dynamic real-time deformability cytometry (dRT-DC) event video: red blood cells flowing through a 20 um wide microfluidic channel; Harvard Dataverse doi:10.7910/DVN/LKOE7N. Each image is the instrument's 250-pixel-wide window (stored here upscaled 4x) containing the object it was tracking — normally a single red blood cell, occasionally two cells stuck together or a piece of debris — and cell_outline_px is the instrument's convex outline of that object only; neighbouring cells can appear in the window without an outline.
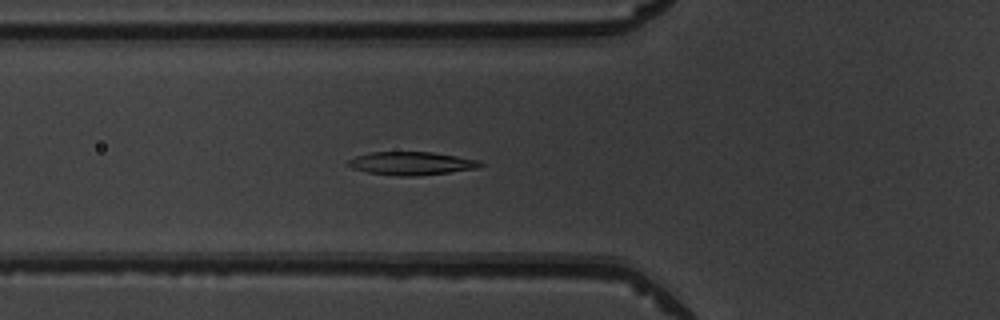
{"species": "common noctule bat (a hibernating species)", "species_latin": "Nyctalus noctula", "temperature_condition": "warm", "stored_images_in_passage": 52, "camera_frame_rate_fps": 3000, "um_per_image_px": 0.085, "animal": {"sex": "male", "body_mass_g": 19.5, "forearm_length_mm": 54.6}, "frame": {"image": 1, "passage_image": 18, "time_ms": 5.667, "image_size_px": [1000, 320], "cell_outline_px": [[484, 164], [480, 168], [416, 176], [400, 176], [368, 172], [352, 168], [348, 164], [348, 160], [356, 156], [372, 152], [432, 152], [480, 160]], "centroid_in_image_um": [35.01, 13.88], "position_along_channel_um": 90.8, "area_um2": 17.74}}
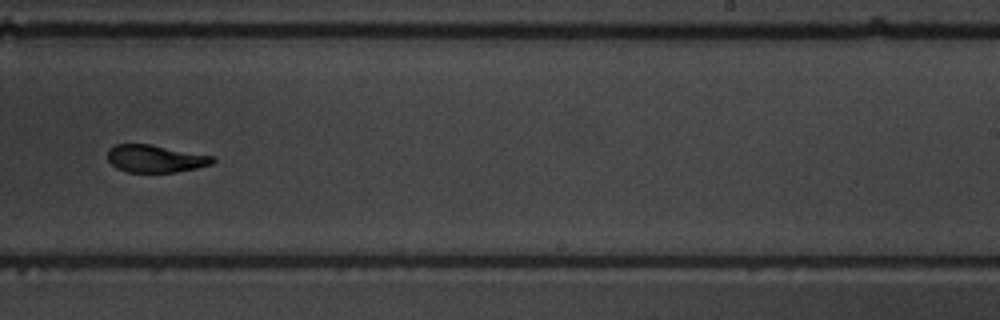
{"frame": {"image": 2, "passage_image": 32, "time_ms": 10.333, "image_size_px": [1000, 320], "cell_outline_px": [[216, 160], [212, 164], [196, 168], [176, 172], [128, 172], [116, 168], [108, 160], [108, 148], [116, 144], [152, 144], [212, 156]], "centroid_in_image_um": [13.19, 13.48], "position_along_channel_um": 275.8, "area_um2": 16.82}}
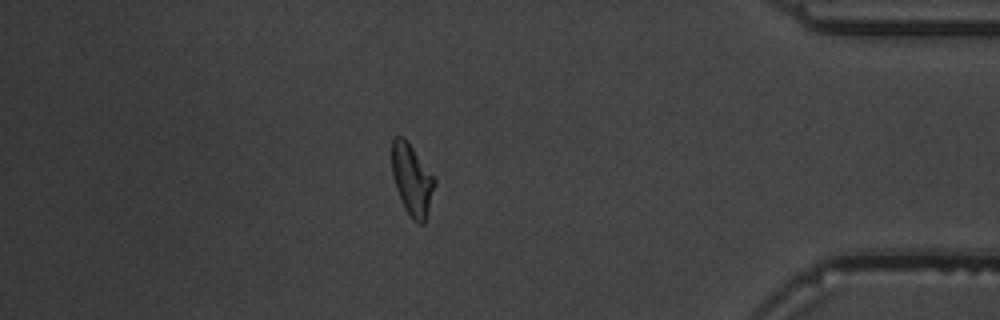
{"frame": {"image": 3, "passage_image": 44, "time_ms": 14.333, "image_size_px": [1000, 320], "cell_outline_px": [[436, 184], [428, 212], [424, 224], [420, 224], [412, 220], [404, 208], [396, 188], [392, 176], [392, 140], [396, 136], [400, 136], [412, 148], [436, 180]], "centroid_in_image_um": [35.02, 15.35], "position_along_channel_um": 400.2, "area_um2": 17.46}, "authors_computed_cell_mechanics": {"area_um2": 17.8602, "velocity_mm_per_s": 3.9621, "shape_relaxation_time_tau1_ms": 3.9856, "shape_relaxation_time_tau2_ms": 3.0201, "deformation_change_tau1": 0.1657, "deformation_change_tau2": 0.0996}}